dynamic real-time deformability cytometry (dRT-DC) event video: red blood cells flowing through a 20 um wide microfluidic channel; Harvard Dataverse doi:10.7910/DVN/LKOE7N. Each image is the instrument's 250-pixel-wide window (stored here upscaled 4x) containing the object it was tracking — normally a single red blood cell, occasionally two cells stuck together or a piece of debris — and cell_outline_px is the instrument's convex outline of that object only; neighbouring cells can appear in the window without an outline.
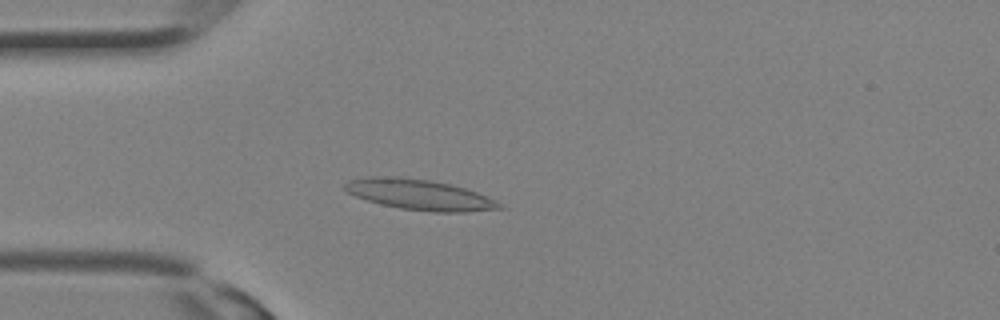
{"species": "Egyptian fruit bat (a non-hibernating species)", "species_latin": "Rousettus aegyptiacus", "temperature_condition": "room temperature", "stored_images_in_passage": 31, "camera_frame_rate_fps": 3000, "um_per_image_px": 0.085, "animal": {"sex": "female"}, "frame": {"image": 1, "passage_image": 8, "time_ms": 2.333, "image_size_px": [1000, 320], "cell_outline_px": [[504, 208], [464, 212], [432, 212], [400, 208], [380, 204], [356, 196], [348, 192], [344, 188], [344, 184], [348, 180], [368, 176], [400, 176], [428, 180], [448, 184], [464, 188], [476, 192], [504, 204]], "centroid_in_image_um": [35.64, 16.54], "position_along_channel_um": 49.4, "area_um2": 27.4}}
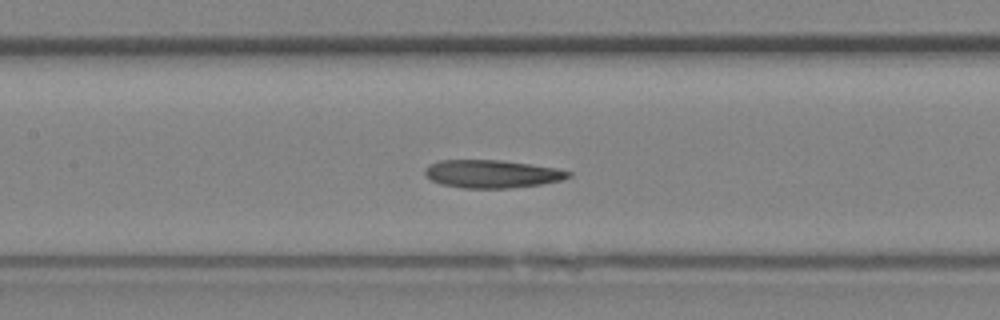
{"frame": {"image": 2, "passage_image": 14, "time_ms": 4.333, "image_size_px": [1000, 320], "cell_outline_px": [[572, 176], [560, 180], [540, 184], [508, 188], [464, 188], [440, 184], [424, 176], [424, 168], [428, 164], [440, 160], [500, 160], [532, 164], [556, 168], [572, 172]], "centroid_in_image_um": [41.78, 14.77], "position_along_channel_um": 165.6, "area_um2": 23.47}}
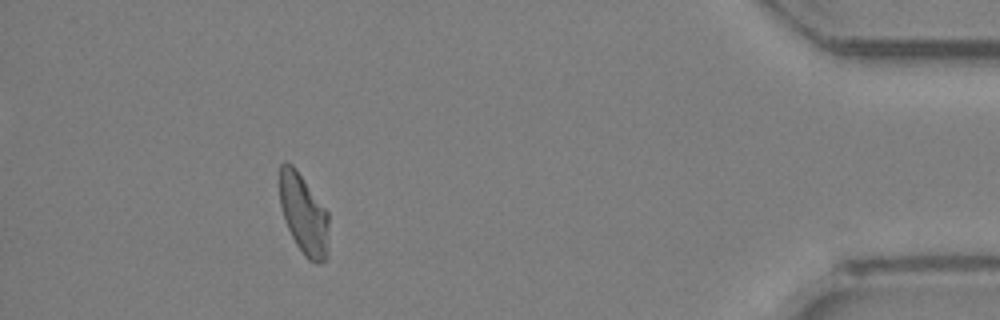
{"frame": {"image": 3, "passage_image": 28, "time_ms": 9.0, "image_size_px": [1000, 320], "cell_outline_px": [[328, 256], [320, 264], [316, 264], [308, 260], [304, 256], [296, 244], [284, 220], [280, 204], [280, 164], [284, 160], [292, 164], [296, 168], [328, 212]], "centroid_in_image_um": [25.82, 18.23], "position_along_channel_um": 409.4, "area_um2": 23.18}}